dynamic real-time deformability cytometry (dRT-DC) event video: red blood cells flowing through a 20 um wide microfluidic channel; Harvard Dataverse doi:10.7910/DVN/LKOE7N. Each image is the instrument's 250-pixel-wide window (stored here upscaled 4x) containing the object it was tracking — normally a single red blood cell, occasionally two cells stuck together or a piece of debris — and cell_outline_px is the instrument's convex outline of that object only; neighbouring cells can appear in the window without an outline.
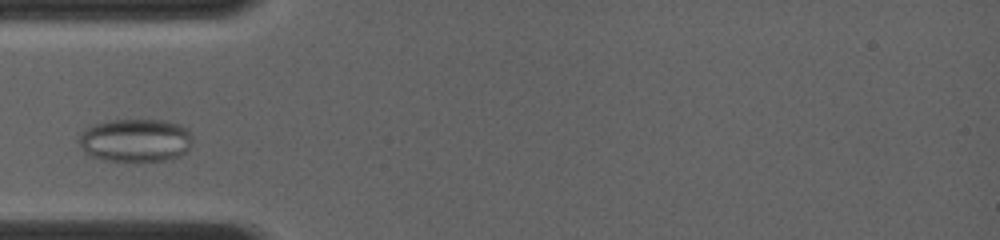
{"species": "common noctule bat (a hibernating species)", "species_latin": "Nyctalus noctula", "temperature_condition": "room temperature", "stored_images_in_passage": 4, "camera_frame_rate_fps": 4000, "um_per_image_px": 0.085, "animal": {"sex": "female", "body_mass_g": 19.0, "forearm_length_mm": 56.7}, "frame": {"image": 1, "passage_image": 1, "time_ms": 0.0, "image_size_px": [1000, 240], "cell_outline_px": [[192, 144], [180, 156], [164, 160], [104, 160], [92, 156], [84, 152], [80, 144], [80, 136], [84, 128], [96, 124], [112, 120], [164, 120], [180, 124], [188, 128], [192, 132]], "centroid_in_image_um": [11.56, 11.91], "position_along_channel_um": 73.4, "area_um2": 28.44}}
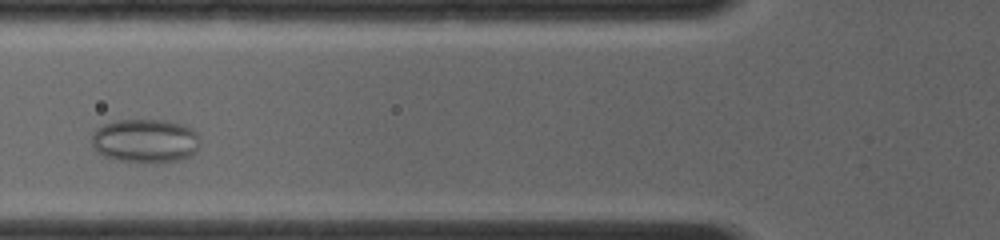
{"frame": {"image": 2, "passage_image": 3, "time_ms": 1.0, "image_size_px": [1000, 240], "cell_outline_px": [[200, 144], [192, 156], [176, 160], [120, 160], [104, 156], [92, 144], [92, 132], [96, 128], [104, 124], [116, 120], [164, 120], [180, 124], [192, 128], [200, 136]], "centroid_in_image_um": [12.37, 11.92], "position_along_channel_um": 113.4, "area_um2": 27.05}}